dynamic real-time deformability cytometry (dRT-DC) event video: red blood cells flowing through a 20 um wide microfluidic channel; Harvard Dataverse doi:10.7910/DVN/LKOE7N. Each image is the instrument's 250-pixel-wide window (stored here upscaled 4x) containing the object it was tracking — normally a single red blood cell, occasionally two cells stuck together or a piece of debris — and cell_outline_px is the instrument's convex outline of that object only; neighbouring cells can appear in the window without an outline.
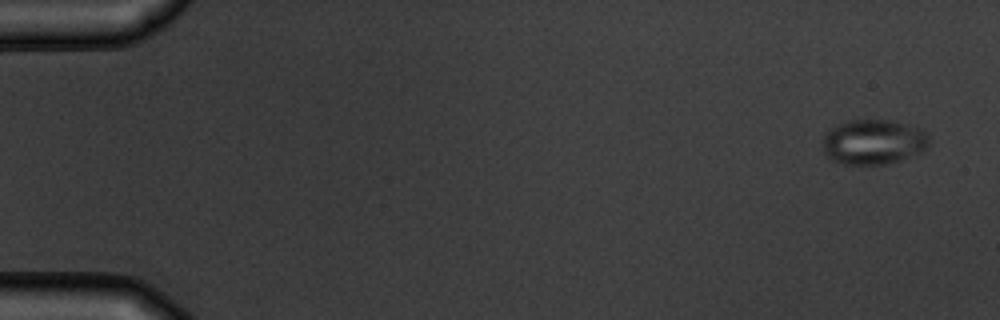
{"species": "common noctule bat (a hibernating species)", "species_latin": "Nyctalus noctula", "temperature_condition": "warm", "stored_images_in_passage": 5, "camera_frame_rate_fps": 3000, "um_per_image_px": 0.085, "animal": {"sex": "male", "body_mass_g": 19.5, "forearm_length_mm": 54.6}, "frame": {"image": 1, "passage_image": 1, "time_ms": 0.0, "image_size_px": [1000, 320], "cell_outline_px": [[928, 144], [920, 152], [884, 164], [844, 164], [832, 160], [824, 152], [824, 136], [832, 128], [840, 124], [852, 120], [888, 120], [916, 128], [924, 132], [928, 136]], "centroid_in_image_um": [74.2, 12.07], "position_along_channel_um": 10.8, "area_um2": 26.93}}
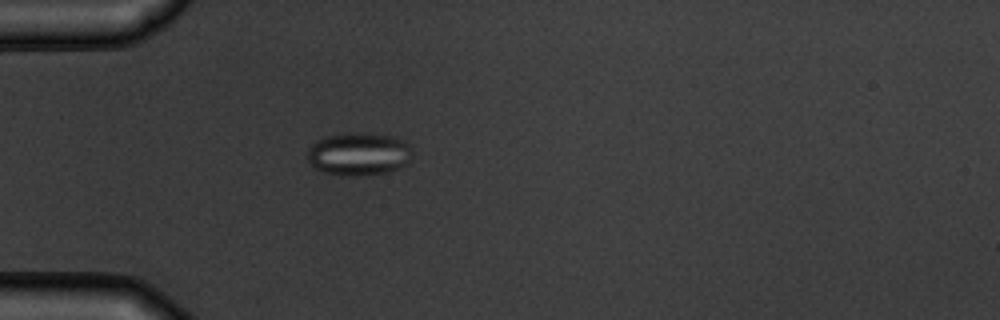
{"frame": {"image": 2, "passage_image": 5, "time_ms": 4.667, "image_size_px": [1000, 320], "cell_outline_px": [[412, 156], [408, 164], [388, 172], [352, 176], [324, 172], [316, 168], [308, 160], [308, 148], [316, 140], [324, 136], [344, 132], [372, 132], [396, 136], [404, 140], [412, 148]], "centroid_in_image_um": [30.54, 13.04], "position_along_channel_um": 54.5, "area_um2": 26.76}}